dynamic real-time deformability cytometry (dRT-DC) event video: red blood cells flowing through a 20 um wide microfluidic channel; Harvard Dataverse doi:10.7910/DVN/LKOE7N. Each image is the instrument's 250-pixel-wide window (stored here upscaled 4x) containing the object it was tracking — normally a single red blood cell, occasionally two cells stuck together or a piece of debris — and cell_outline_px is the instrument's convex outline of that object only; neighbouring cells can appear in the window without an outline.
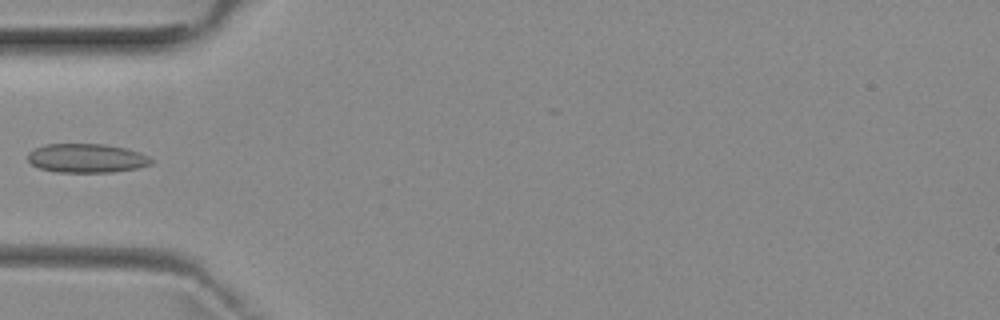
{"species": "common noctule bat (a hibernating species)", "species_latin": "Nyctalus noctula", "temperature_condition": "room temperature", "stored_images_in_passage": 5, "camera_frame_rate_fps": 3000, "um_per_image_px": 0.085, "animal": {"sex": "female", "body_mass_g": 29.2, "forearm_length_mm": 56.3}, "frame": {"image": 1, "passage_image": 4, "time_ms": 4.333, "image_size_px": [1000, 320], "cell_outline_px": [[152, 164], [140, 168], [112, 172], [56, 172], [40, 168], [32, 164], [28, 160], [28, 152], [44, 144], [104, 144], [124, 148], [140, 152], [148, 156], [152, 160]], "centroid_in_image_um": [7.38, 13.45], "position_along_channel_um": 77.6, "area_um2": 20.87}}
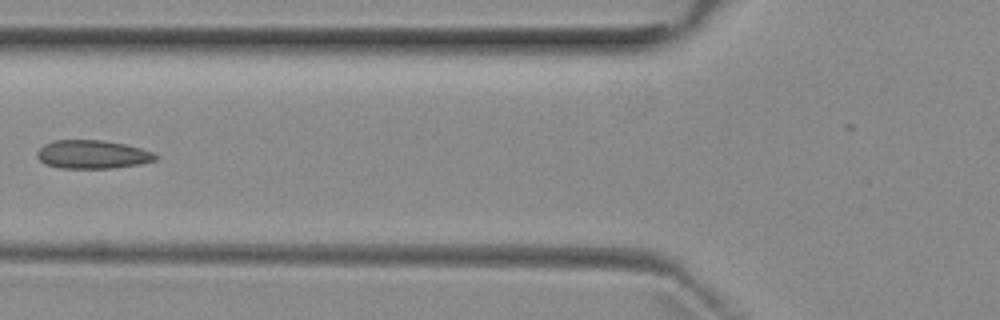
{"frame": {"image": 2, "passage_image": 5, "time_ms": 5.333, "image_size_px": [1000, 320], "cell_outline_px": [[160, 156], [156, 160], [140, 164], [112, 168], [60, 168], [44, 164], [36, 156], [36, 152], [44, 144], [52, 140], [104, 140], [124, 144], [140, 148], [152, 152]], "centroid_in_image_um": [7.84, 13.12], "position_along_channel_um": 118.0, "area_um2": 19.77}}